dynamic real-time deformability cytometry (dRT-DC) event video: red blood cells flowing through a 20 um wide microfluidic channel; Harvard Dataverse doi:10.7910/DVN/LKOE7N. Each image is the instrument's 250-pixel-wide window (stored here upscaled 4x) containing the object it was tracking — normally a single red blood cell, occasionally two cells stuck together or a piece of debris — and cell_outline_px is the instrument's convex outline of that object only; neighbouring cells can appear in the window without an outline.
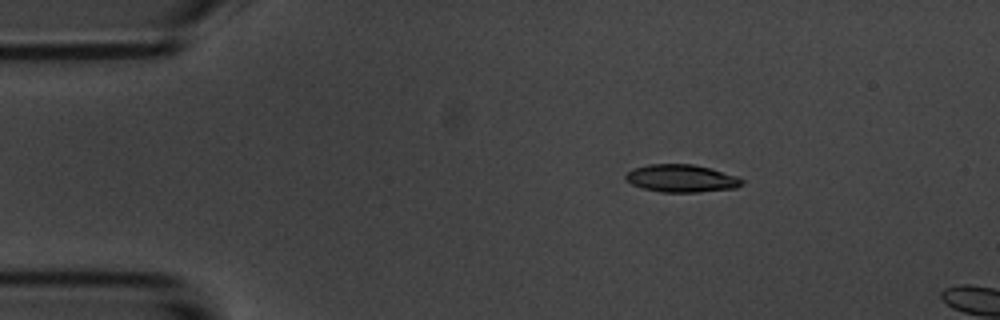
{"species": "common noctule bat (a hibernating species)", "species_latin": "Nyctalus noctula", "temperature_condition": "room temperature", "stored_images_in_passage": 4, "camera_frame_rate_fps": 3000, "um_per_image_px": 0.085, "animal": {"sex": "male", "body_mass_g": 20.1, "forearm_length_mm": 53.5}, "frame": {"image": 1, "passage_image": 3, "time_ms": 2.333, "image_size_px": [1000, 320], "cell_outline_px": [[744, 184], [736, 188], [696, 192], [660, 192], [644, 188], [632, 184], [624, 180], [624, 176], [632, 168], [648, 164], [692, 164], [712, 168], [736, 176], [744, 180]], "centroid_in_image_um": [57.91, 15.15], "position_along_channel_um": 27.1, "area_um2": 18.84}}